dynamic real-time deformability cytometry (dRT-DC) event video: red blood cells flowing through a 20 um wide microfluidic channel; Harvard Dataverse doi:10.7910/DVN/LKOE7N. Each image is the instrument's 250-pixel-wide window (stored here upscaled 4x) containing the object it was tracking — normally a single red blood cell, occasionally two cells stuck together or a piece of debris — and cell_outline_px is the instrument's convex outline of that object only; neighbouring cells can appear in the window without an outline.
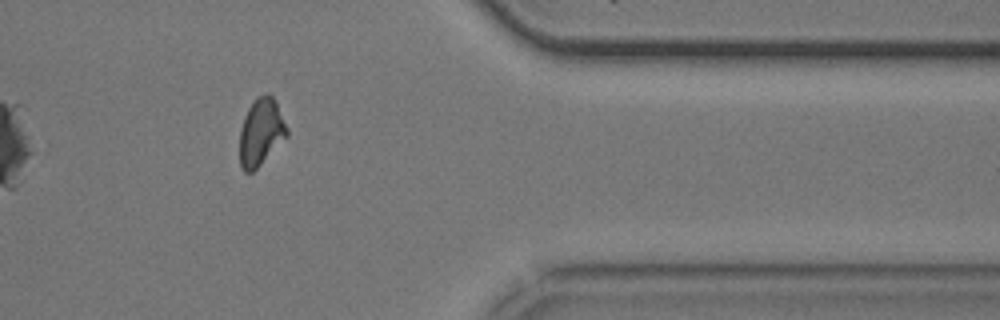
{"species": "common noctule bat (a hibernating species)", "species_latin": "Nyctalus noctula", "temperature_condition": "cold", "stored_images_in_passage": 14, "camera_frame_rate_fps": 3000, "um_per_image_px": 0.085, "animal": {"sex": "male", "body_mass_g": 20.5, "forearm_length_mm": 52.5}, "frame": {"image": 1, "passage_image": 12, "time_ms": 14.0, "image_size_px": [1000, 320], "cell_outline_px": [[288, 136], [252, 172], [244, 172], [240, 164], [240, 128], [244, 116], [248, 108], [256, 96], [268, 92], [276, 100], [288, 128]], "centroid_in_image_um": [22.19, 11.18], "position_along_channel_um": 389.2, "area_um2": 18.61}}
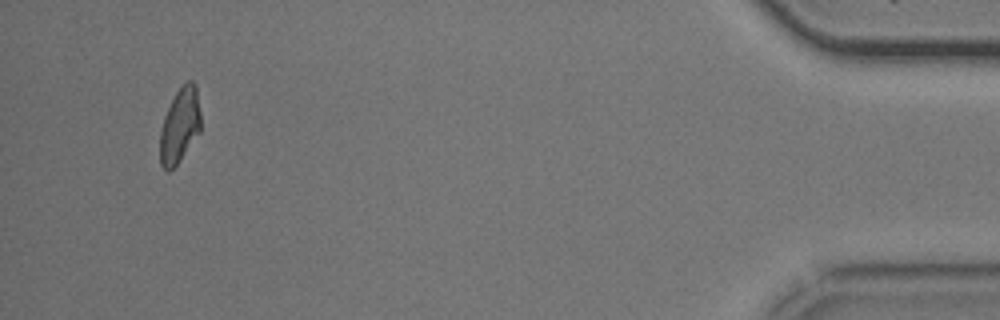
{"frame": {"image": 2, "passage_image": 14, "time_ms": 16.333, "image_size_px": [1000, 320], "cell_outline_px": [[200, 132], [180, 160], [168, 172], [160, 164], [160, 132], [164, 116], [176, 92], [188, 80], [192, 80], [196, 84], [200, 112]], "centroid_in_image_um": [15.29, 10.66], "position_along_channel_um": 419.9, "area_um2": 17.63}, "authors_computed_cell_mechanics": {"area_um2": 19.5075, "velocity_mm_per_s": 3.7467, "shape_relaxation_time_tau1_ms": 2.7058, "shape_relaxation_time_tau2_ms": 8.6807, "deformation_change_tau1": 0.164, "deformation_change_tau2": 0.1839}}